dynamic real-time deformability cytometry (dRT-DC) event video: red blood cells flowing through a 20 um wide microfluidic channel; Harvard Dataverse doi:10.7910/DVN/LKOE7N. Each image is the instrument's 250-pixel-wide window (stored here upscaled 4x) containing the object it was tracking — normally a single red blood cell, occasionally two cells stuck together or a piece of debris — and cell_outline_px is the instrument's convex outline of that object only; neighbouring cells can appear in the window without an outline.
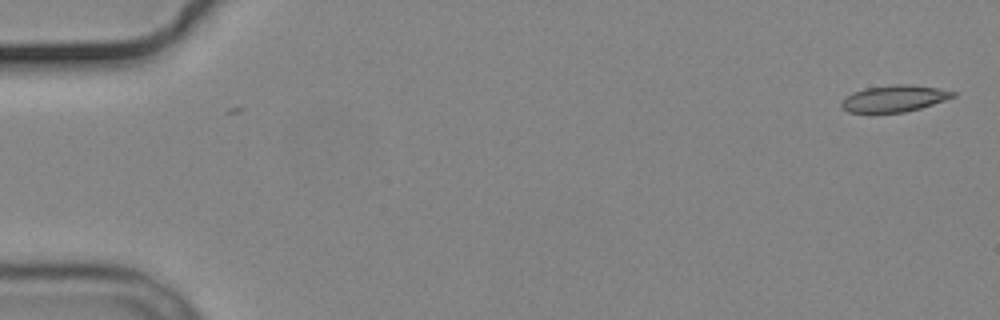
{"species": "common noctule bat (a hibernating species)", "species_latin": "Nyctalus noctula", "temperature_condition": "cold", "stored_images_in_passage": 21, "camera_frame_rate_fps": 3000, "um_per_image_px": 0.085, "animal": {"sex": "male", "body_mass_g": 19.2, "forearm_length_mm": 51.8}, "frame": {"image": 1, "passage_image": 1, "time_ms": 0.0, "image_size_px": [1000, 320], "cell_outline_px": [[956, 96], [920, 108], [904, 112], [848, 112], [840, 108], [840, 104], [852, 92], [864, 88], [892, 84], [908, 84], [936, 88], [956, 92]], "centroid_in_image_um": [75.98, 8.37], "position_along_channel_um": 9.0, "area_um2": 17.11}}
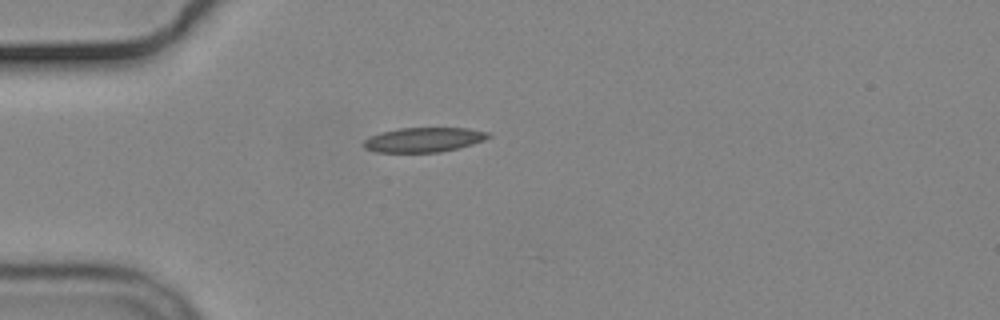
{"frame": {"image": 2, "passage_image": 15, "time_ms": 4.667, "image_size_px": [1000, 320], "cell_outline_px": [[492, 136], [484, 140], [472, 144], [440, 152], [376, 152], [364, 148], [364, 140], [368, 136], [380, 132], [400, 128], [468, 128], [488, 132]], "centroid_in_image_um": [36.0, 11.87], "position_along_channel_um": 49.0, "area_um2": 17.86}}
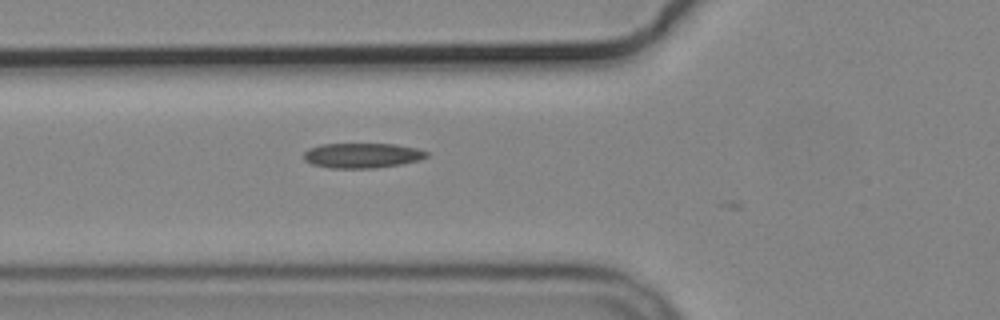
{"frame": {"image": 3, "passage_image": 20, "time_ms": 6.333, "image_size_px": [1000, 320], "cell_outline_px": [[428, 156], [420, 160], [400, 164], [376, 168], [332, 168], [312, 164], [304, 160], [304, 152], [308, 148], [320, 144], [396, 144], [416, 148], [428, 152]], "centroid_in_image_um": [30.78, 13.21], "position_along_channel_um": 95.0, "area_um2": 17.92}}